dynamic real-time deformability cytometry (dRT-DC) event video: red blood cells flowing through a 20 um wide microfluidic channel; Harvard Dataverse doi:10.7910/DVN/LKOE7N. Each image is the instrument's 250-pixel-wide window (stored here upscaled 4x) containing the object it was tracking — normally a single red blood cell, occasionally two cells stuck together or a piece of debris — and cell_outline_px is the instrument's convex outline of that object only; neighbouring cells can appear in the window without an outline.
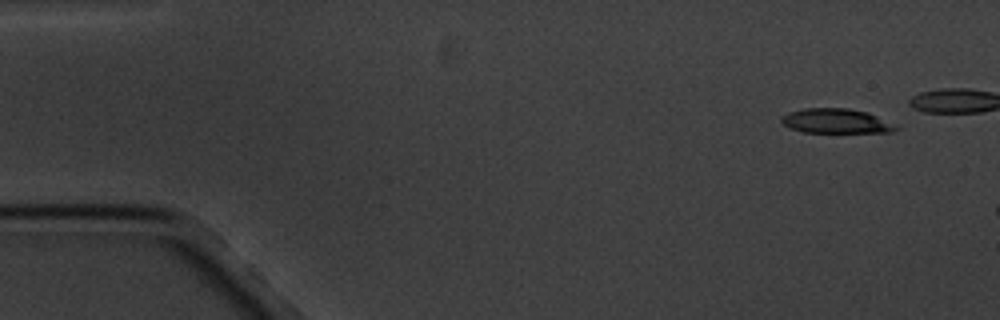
{"species": "common noctule bat (a hibernating species)", "species_latin": "Nyctalus noctula", "temperature_condition": "cold", "stored_images_in_passage": 3, "camera_frame_rate_fps": 3000, "um_per_image_px": 0.085, "animal": {"sex": "male", "body_mass_g": 20.1, "forearm_length_mm": 53.5}, "frame": {"image": 1, "passage_image": 1, "time_ms": 0.0, "image_size_px": [1000, 320], "cell_outline_px": [[900, 128], [892, 132], [804, 132], [788, 128], [780, 124], [780, 116], [788, 112], [804, 108], [848, 108], [868, 112], [900, 124]], "centroid_in_image_um": [71.09, 10.28], "position_along_channel_um": 13.9, "area_um2": 16.94}}